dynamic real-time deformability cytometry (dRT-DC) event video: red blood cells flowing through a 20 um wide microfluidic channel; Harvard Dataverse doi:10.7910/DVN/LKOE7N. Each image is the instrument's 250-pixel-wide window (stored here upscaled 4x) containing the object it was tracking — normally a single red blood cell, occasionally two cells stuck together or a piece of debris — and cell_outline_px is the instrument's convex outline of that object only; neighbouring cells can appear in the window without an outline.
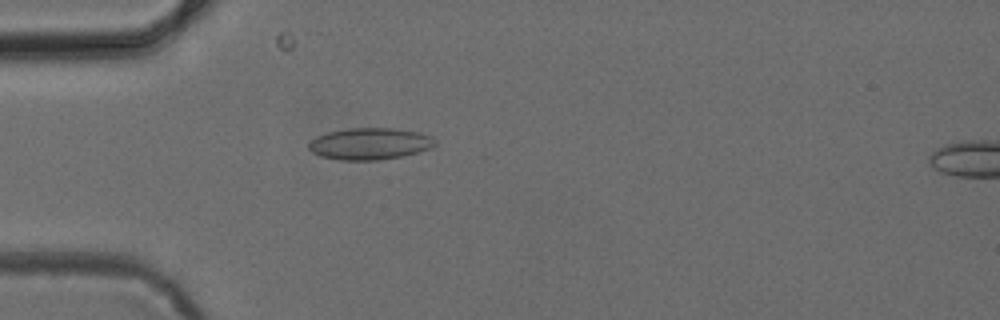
{"species": "common noctule bat (a hibernating species)", "species_latin": "Nyctalus noctula", "temperature_condition": "cold", "stored_images_in_passage": 38, "camera_frame_rate_fps": 3000, "um_per_image_px": 0.085, "animal": {"sex": "female", "body_mass_g": 24.6, "forearm_length_mm": 56.2}, "frame": {"image": 1, "passage_image": 13, "time_ms": 4.0, "image_size_px": [1000, 320], "cell_outline_px": [[436, 144], [432, 148], [404, 156], [380, 160], [340, 160], [320, 156], [312, 152], [308, 148], [308, 144], [316, 136], [328, 132], [348, 128], [392, 128], [420, 132], [432, 136], [436, 140]], "centroid_in_image_um": [31.46, 12.22], "position_along_channel_um": 53.5, "area_um2": 23.58}}
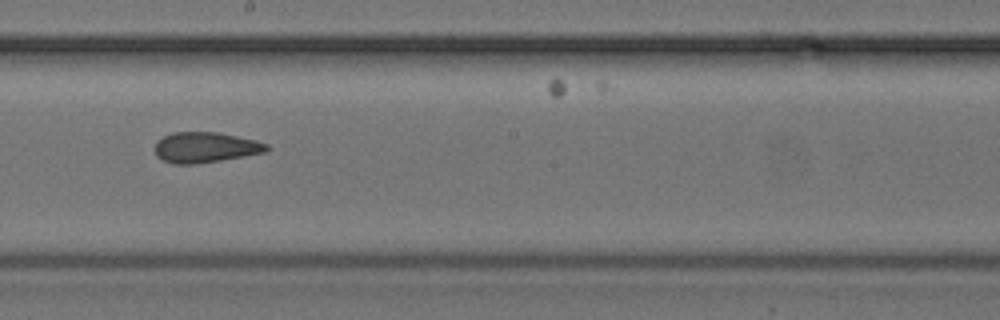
{"frame": {"image": 2, "passage_image": 27, "time_ms": 8.667, "image_size_px": [1000, 320], "cell_outline_px": [[268, 152], [196, 164], [172, 164], [156, 156], [156, 140], [172, 132], [216, 132], [256, 140], [268, 144]], "centroid_in_image_um": [17.45, 12.53], "position_along_channel_um": 230.7, "area_um2": 19.83}}
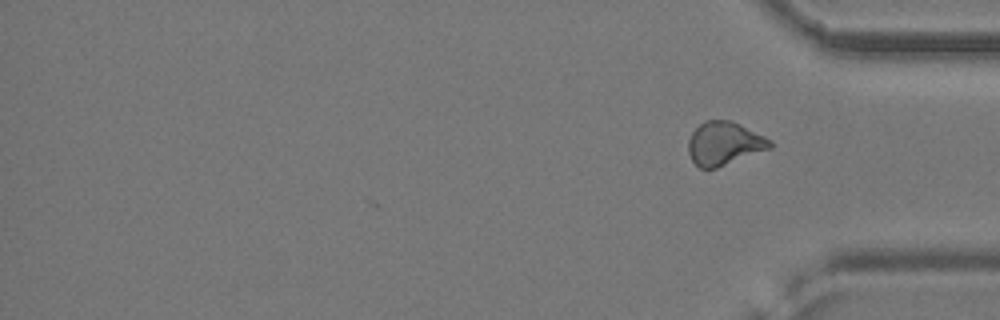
{"frame": {"image": 3, "passage_image": 38, "time_ms": 12.333, "image_size_px": [1000, 320], "cell_outline_px": [[772, 148], [716, 168], [700, 168], [692, 160], [688, 152], [688, 140], [692, 132], [704, 120], [728, 120], [740, 124], [772, 140]], "centroid_in_image_um": [61.56, 12.19], "position_along_channel_um": 373.6, "area_um2": 20.58}}